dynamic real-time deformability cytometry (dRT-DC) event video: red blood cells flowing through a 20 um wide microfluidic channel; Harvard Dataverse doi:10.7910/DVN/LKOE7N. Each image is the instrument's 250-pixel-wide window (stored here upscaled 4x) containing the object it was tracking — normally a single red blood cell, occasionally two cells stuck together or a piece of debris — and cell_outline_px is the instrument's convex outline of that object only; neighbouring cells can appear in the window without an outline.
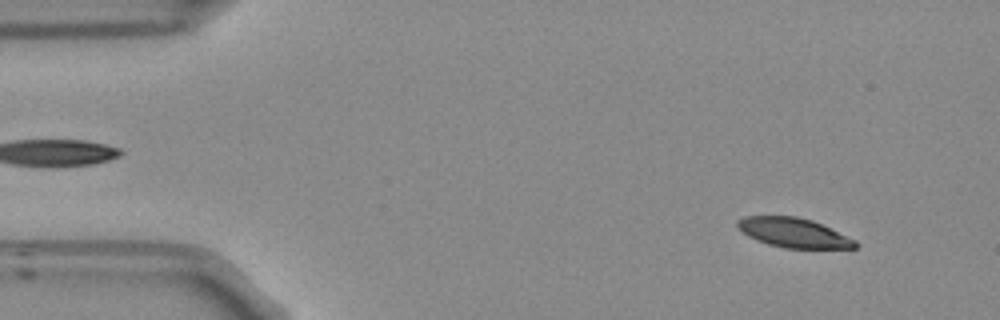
{"species": "Egyptian fruit bat (a non-hibernating species)", "species_latin": "Rousettus aegyptiacus", "temperature_condition": "room temperature", "stored_images_in_passage": 53, "segment_of_instrument_passage": [1, 2], "camera_frame_rate_fps": 3000, "um_per_image_px": 0.085, "frame": {"image": 1, "passage_image": 4, "time_ms": 1.0, "image_size_px": [1000, 320], "cell_outline_px": [[860, 244], [856, 248], [784, 248], [768, 244], [748, 236], [736, 224], [736, 220], [744, 216], [796, 216], [812, 220], [856, 240]], "centroid_in_image_um": [67.47, 19.78], "position_along_channel_um": 17.5, "area_um2": 20.11}}
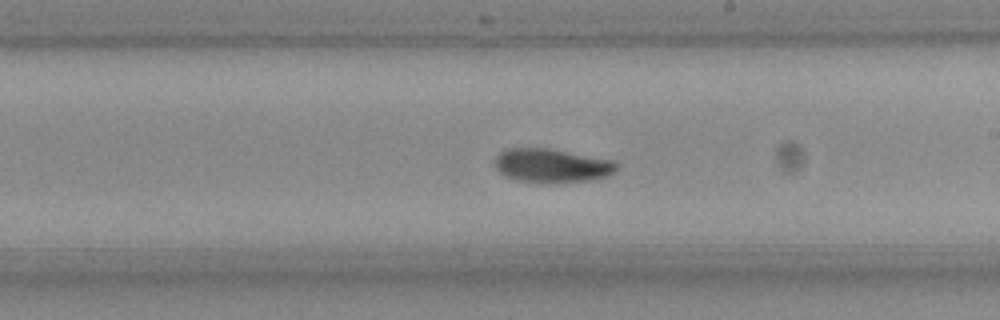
{"frame": {"image": 2, "passage_image": 29, "time_ms": 9.333, "image_size_px": [1000, 320], "cell_outline_px": [[620, 164], [616, 172], [608, 176], [592, 180], [556, 184], [552, 184], [512, 180], [504, 176], [496, 168], [496, 156], [500, 152], [508, 148], [548, 148], [616, 160]], "centroid_in_image_um": [46.97, 14.1], "position_along_channel_um": 242.0, "area_um2": 24.74}}
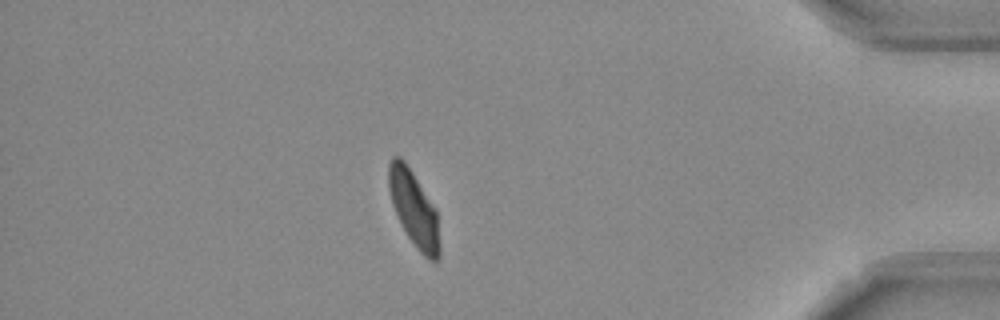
{"frame": {"image": 3, "passage_image": 45, "time_ms": 14.667, "image_size_px": [1000, 320], "cell_outline_px": [[440, 256], [436, 260], [428, 260], [416, 248], [408, 236], [392, 204], [388, 188], [388, 164], [392, 156], [400, 156], [404, 160], [436, 208], [440, 244]], "centroid_in_image_um": [35.18, 17.73], "position_along_channel_um": 400.0, "area_um2": 22.31}}